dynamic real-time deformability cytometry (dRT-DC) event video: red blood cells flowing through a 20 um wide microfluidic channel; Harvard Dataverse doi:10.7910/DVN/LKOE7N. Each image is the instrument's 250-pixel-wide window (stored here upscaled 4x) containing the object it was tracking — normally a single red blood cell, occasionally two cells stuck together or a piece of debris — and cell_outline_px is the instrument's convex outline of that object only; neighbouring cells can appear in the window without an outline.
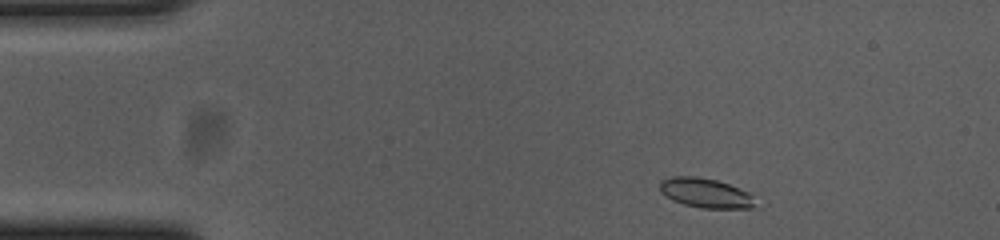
{"species": "common noctule bat (a hibernating species)", "species_latin": "Nyctalus noctula", "temperature_condition": "cold", "stored_images_in_passage": 50, "camera_frame_rate_fps": 3000, "um_per_image_px": 0.085, "animal": {"sex": "female", "body_mass_g": 23.0, "forearm_length_mm": 53.4}, "frame": {"image": 1, "passage_image": 3, "time_ms": 0.667, "image_size_px": [1000, 240], "cell_outline_px": [[756, 204], [752, 208], [700, 208], [684, 204], [672, 200], [660, 192], [660, 180], [672, 176], [696, 176], [716, 180], [728, 184], [748, 192], [752, 196]], "centroid_in_image_um": [59.94, 16.4], "position_along_channel_um": 25.1, "area_um2": 16.42}}
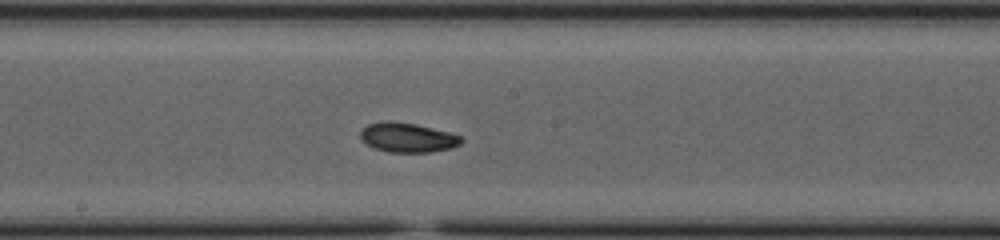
{"frame": {"image": 2, "passage_image": 24, "time_ms": 7.667, "image_size_px": [1000, 240], "cell_outline_px": [[464, 140], [460, 144], [452, 148], [432, 152], [388, 152], [372, 148], [360, 140], [360, 128], [368, 124], [384, 120], [392, 120], [416, 124], [448, 132], [460, 136]], "centroid_in_image_um": [34.58, 11.68], "position_along_channel_um": 213.6, "area_um2": 17.69}}
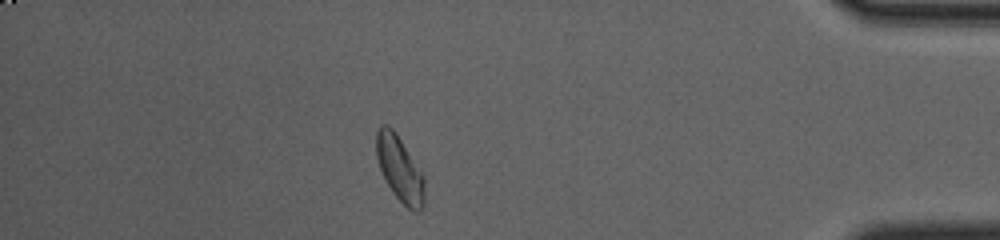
{"frame": {"image": 3, "passage_image": 43, "time_ms": 14.0, "image_size_px": [1000, 240], "cell_outline_px": [[424, 204], [420, 212], [412, 212], [392, 192], [380, 168], [376, 156], [376, 132], [380, 124], [388, 124], [396, 132], [424, 176]], "centroid_in_image_um": [33.98, 14.34], "position_along_channel_um": 401.2, "area_um2": 18.32}, "authors_computed_cell_mechanics": {"area_um2": 17.3111, "velocity_mm_per_s": 3.6642, "shape_relaxation_time_tau1_ms": 4.7825, "shape_relaxation_time_tau2_ms": null, "deformation_change_tau1": 0.1305, "deformation_change_tau2": null}}